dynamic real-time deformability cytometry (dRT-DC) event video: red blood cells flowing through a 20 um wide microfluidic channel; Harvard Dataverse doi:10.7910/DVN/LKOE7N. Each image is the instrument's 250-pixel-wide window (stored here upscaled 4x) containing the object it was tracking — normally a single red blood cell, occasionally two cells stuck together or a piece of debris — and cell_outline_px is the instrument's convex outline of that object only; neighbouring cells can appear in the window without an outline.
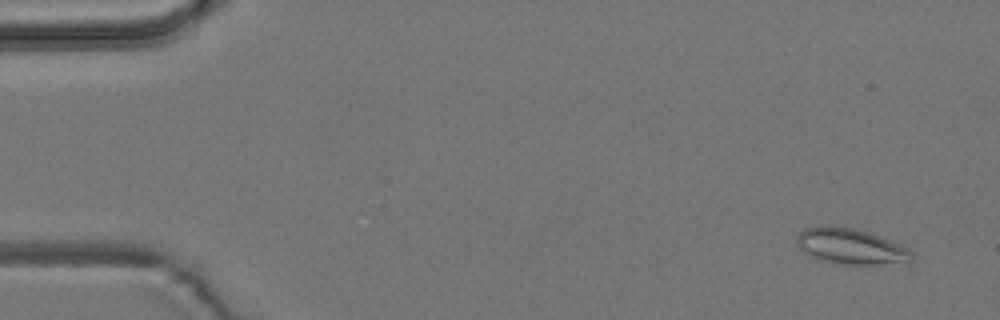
{"species": "common noctule bat (a hibernating species)", "species_latin": "Nyctalus noctula", "temperature_condition": "room temperature", "stored_images_in_passage": 55, "camera_frame_rate_fps": 3000, "um_per_image_px": 0.085, "animal": {"sex": "male", "body_mass_g": 19.2, "forearm_length_mm": 51.8}, "frame": {"image": 1, "passage_image": 4, "time_ms": 1.0, "image_size_px": [1000, 320], "cell_outline_px": [[912, 252], [896, 260], [872, 264], [832, 264], [812, 256], [804, 252], [800, 248], [796, 240], [796, 236], [804, 228], [852, 228], [868, 232], [908, 248]], "centroid_in_image_um": [72.14, 20.94], "position_along_channel_um": 12.9, "area_um2": 22.2}}
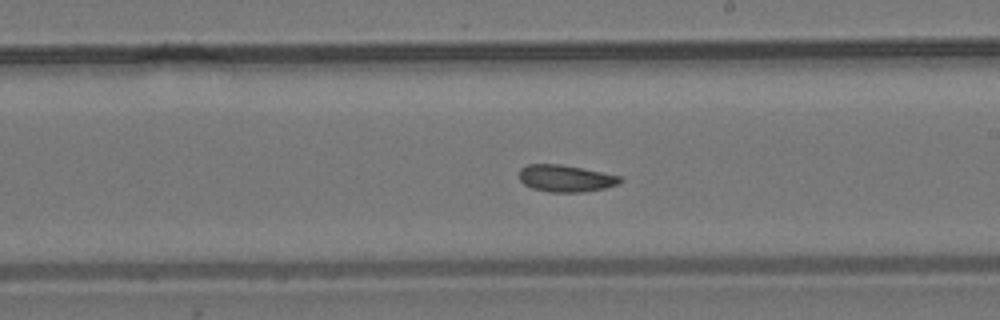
{"frame": {"image": 2, "passage_image": 32, "time_ms": 10.333, "image_size_px": [1000, 320], "cell_outline_px": [[624, 180], [616, 184], [604, 188], [584, 192], [548, 192], [532, 188], [524, 184], [520, 180], [520, 168], [528, 164], [560, 164], [620, 176]], "centroid_in_image_um": [48.05, 15.17], "position_along_channel_um": 240.9, "area_um2": 15.66}}
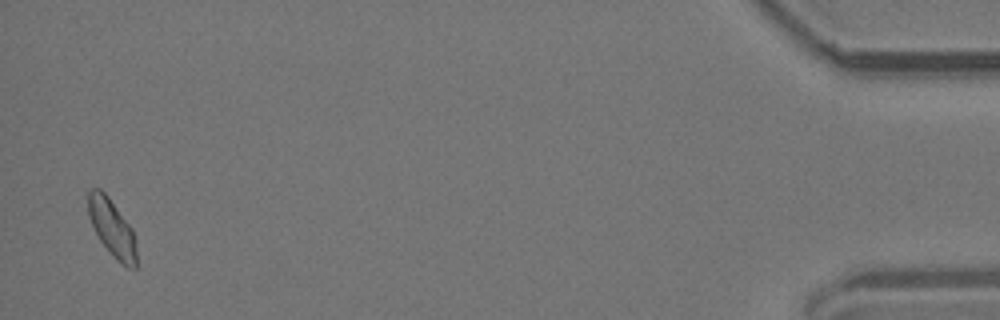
{"frame": {"image": 3, "passage_image": 54, "time_ms": 17.667, "image_size_px": [1000, 320], "cell_outline_px": [[136, 268], [128, 268], [116, 260], [100, 240], [88, 216], [88, 192], [92, 188], [100, 188], [108, 196], [132, 228], [136, 240]], "centroid_in_image_um": [9.53, 19.38], "position_along_channel_um": 425.7, "area_um2": 16.07}, "authors_computed_cell_mechanics": {"area_um2": 16.3574, "velocity_mm_per_s": 3.7793, "shape_relaxation_time_tau1_ms": null, "shape_relaxation_time_tau2_ms": 4.4252, "deformation_change_tau1": null, "deformation_change_tau2": 0.0844}}